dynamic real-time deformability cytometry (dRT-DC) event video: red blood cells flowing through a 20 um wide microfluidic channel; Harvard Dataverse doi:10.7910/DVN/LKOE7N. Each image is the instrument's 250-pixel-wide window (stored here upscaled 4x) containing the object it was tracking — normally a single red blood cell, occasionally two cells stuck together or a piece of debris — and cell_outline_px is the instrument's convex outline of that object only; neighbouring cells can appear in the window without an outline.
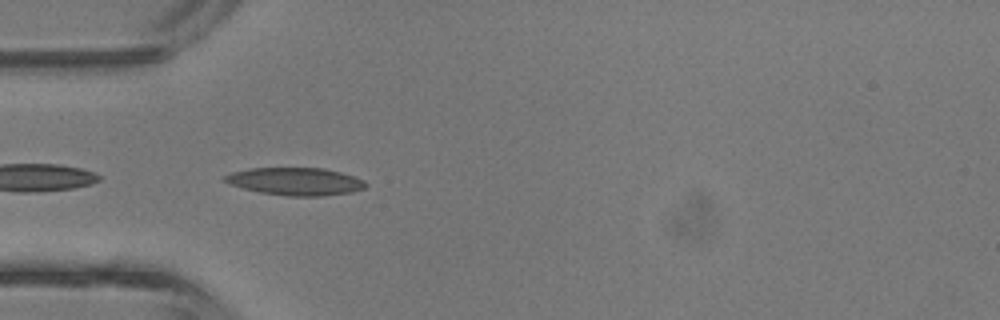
{"species": "common noctule bat (a hibernating species)", "species_latin": "Nyctalus noctula", "temperature_condition": "room temperature", "stored_images_in_passage": 35, "camera_frame_rate_fps": 3000, "um_per_image_px": 0.085, "animal": {"sex": "male", "body_mass_g": 13.3}, "frame": {"image": 1, "passage_image": 6, "time_ms": 1.667, "image_size_px": [1000, 320], "cell_outline_px": [[368, 184], [364, 188], [352, 192], [324, 196], [288, 196], [260, 192], [244, 188], [220, 180], [224, 176], [232, 172], [248, 168], [324, 168], [340, 172], [364, 180]], "centroid_in_image_um": [25.11, 15.42], "position_along_channel_um": 59.9, "area_um2": 22.66}}
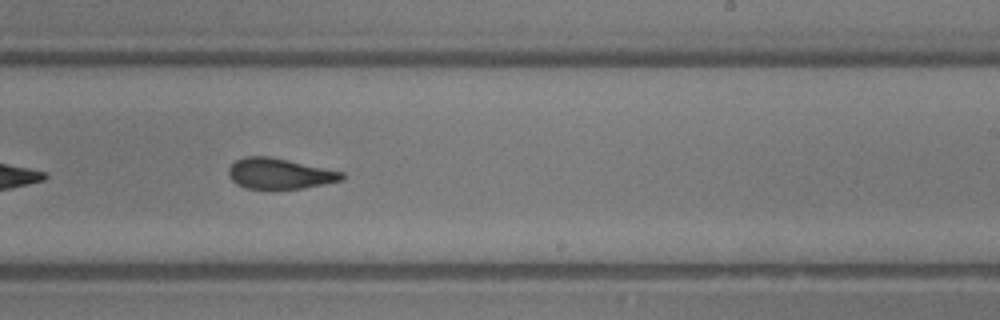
{"frame": {"image": 2, "passage_image": 19, "time_ms": 6.0, "image_size_px": [1000, 320], "cell_outline_px": [[344, 180], [304, 188], [248, 188], [236, 184], [228, 176], [228, 168], [236, 160], [244, 156], [268, 156], [288, 160], [344, 172]], "centroid_in_image_um": [23.76, 14.75], "position_along_channel_um": 265.2, "area_um2": 20.11}}
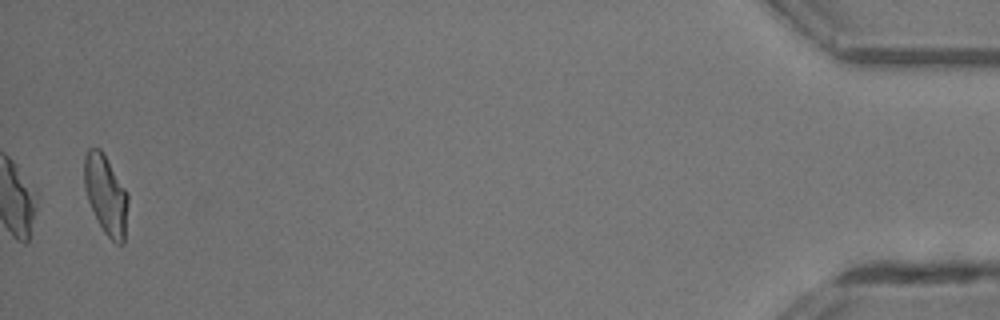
{"frame": {"image": 3, "passage_image": 35, "time_ms": 11.333, "image_size_px": [1000, 320], "cell_outline_px": [[128, 200], [124, 244], [116, 244], [104, 232], [88, 200], [84, 188], [84, 156], [88, 148], [100, 148], [128, 192]], "centroid_in_image_um": [9.0, 16.54], "position_along_channel_um": 426.2, "area_um2": 20.11}, "authors_computed_cell_mechanics": {"area_um2": 20.5768, "velocity_mm_per_s": 4.7881, "shape_relaxation_time_tau1_ms": 10.946, "shape_relaxation_time_tau2_ms": 2.6911, "deformation_change_tau1": 0.3203, "deformation_change_tau2": 0.1147}}